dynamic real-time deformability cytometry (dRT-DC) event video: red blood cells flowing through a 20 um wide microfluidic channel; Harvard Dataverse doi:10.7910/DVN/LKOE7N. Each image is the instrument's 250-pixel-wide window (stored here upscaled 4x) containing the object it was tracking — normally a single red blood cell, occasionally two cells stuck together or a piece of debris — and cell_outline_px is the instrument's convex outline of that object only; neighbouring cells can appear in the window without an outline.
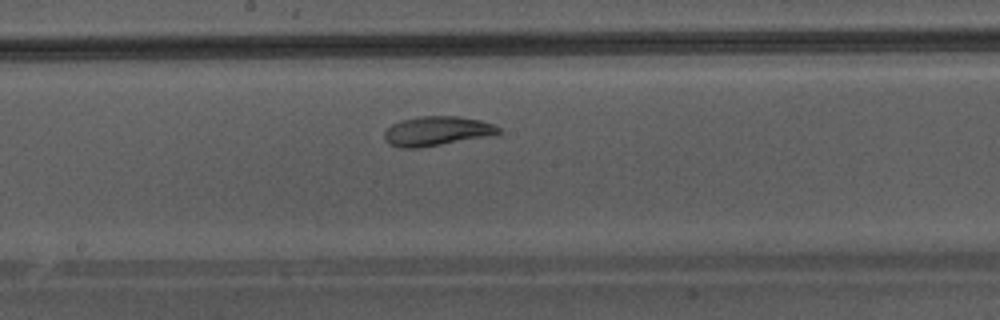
{"species": "Egyptian fruit bat (a non-hibernating species)", "species_latin": "Rousettus aegyptiacus", "temperature_condition": "warm", "stored_images_in_passage": 37, "camera_frame_rate_fps": 3000, "um_per_image_px": 0.085, "animal": {"sex": "male"}, "frame": {"image": 1, "passage_image": 16, "time_ms": 5.0, "image_size_px": [1000, 320], "cell_outline_px": [[504, 132], [484, 136], [420, 148], [400, 148], [388, 144], [384, 140], [384, 132], [392, 124], [400, 120], [420, 116], [456, 116], [480, 120], [492, 124], [500, 128]], "centroid_in_image_um": [37.07, 11.14], "position_along_channel_um": 211.1, "area_um2": 19.42}}